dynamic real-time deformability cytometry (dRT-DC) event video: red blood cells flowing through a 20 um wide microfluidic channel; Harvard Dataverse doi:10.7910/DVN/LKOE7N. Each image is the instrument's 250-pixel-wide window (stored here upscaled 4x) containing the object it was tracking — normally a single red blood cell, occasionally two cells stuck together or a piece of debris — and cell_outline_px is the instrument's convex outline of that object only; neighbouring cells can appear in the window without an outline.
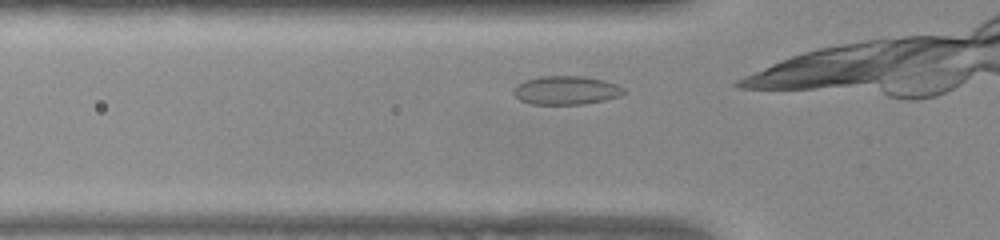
{"species": "common noctule bat (a hibernating species)", "species_latin": "Nyctalus noctula", "temperature_condition": "warm", "stored_images_in_passage": 26, "camera_frame_rate_fps": 3000, "um_per_image_px": 0.085, "animal": {"sex": "female", "body_mass_g": 22.0, "forearm_length_mm": 56.7}, "frame": {"image": 1, "passage_image": 2, "time_ms": 0.333, "image_size_px": [1000, 240], "cell_outline_px": [[624, 92], [620, 96], [604, 100], [584, 104], [532, 104], [520, 100], [512, 92], [512, 88], [516, 84], [524, 80], [540, 76], [584, 76], [604, 80], [616, 84], [624, 88]], "centroid_in_image_um": [48.08, 7.67], "position_along_channel_um": 77.7, "area_um2": 18.5}}
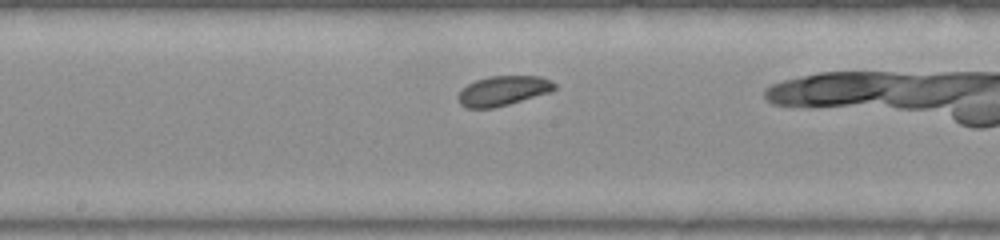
{"frame": {"image": 2, "passage_image": 12, "time_ms": 3.667, "image_size_px": [1000, 240], "cell_outline_px": [[556, 88], [552, 92], [508, 104], [492, 108], [464, 108], [460, 104], [460, 92], [468, 84], [476, 80], [488, 76], [540, 76], [552, 80], [556, 84]], "centroid_in_image_um": [42.82, 7.71], "position_along_channel_um": 205.4, "area_um2": 16.65}}
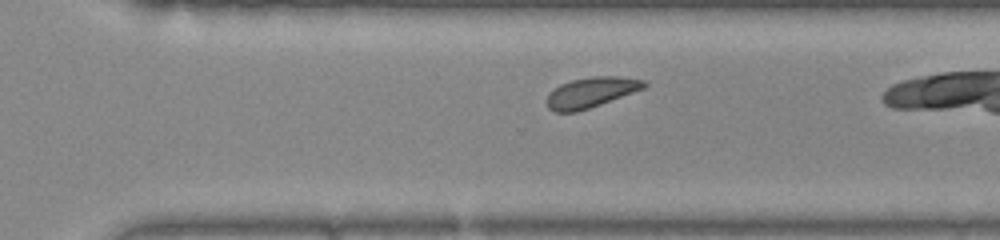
{"frame": {"image": 3, "passage_image": 21, "time_ms": 6.667, "image_size_px": [1000, 240], "cell_outline_px": [[648, 84], [644, 88], [600, 104], [576, 112], [556, 112], [548, 108], [548, 96], [560, 84], [572, 80], [592, 76], [620, 76], [644, 80]], "centroid_in_image_um": [50.27, 7.84], "position_along_channel_um": 320.3, "area_um2": 16.82}}